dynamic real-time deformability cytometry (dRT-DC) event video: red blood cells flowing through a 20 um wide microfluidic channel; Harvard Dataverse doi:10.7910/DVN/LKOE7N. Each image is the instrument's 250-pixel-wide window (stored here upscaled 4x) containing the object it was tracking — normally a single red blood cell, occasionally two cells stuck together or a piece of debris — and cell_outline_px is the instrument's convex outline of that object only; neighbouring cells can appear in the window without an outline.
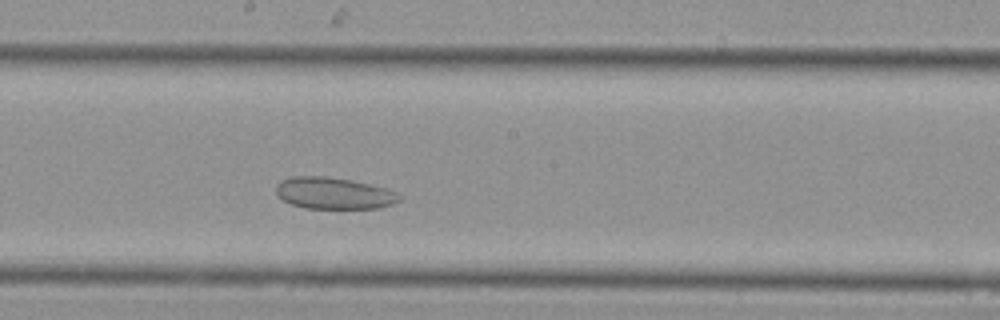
{"species": "Egyptian fruit bat (a non-hibernating species)", "species_latin": "Rousettus aegyptiacus", "temperature_condition": "cold", "stored_images_in_passage": 13, "camera_frame_rate_fps": 3000, "um_per_image_px": 0.085, "animal": {"sex": "female"}, "frame": {"image": 1, "passage_image": 11, "time_ms": 3.333, "image_size_px": [1000, 320], "cell_outline_px": [[404, 196], [400, 200], [392, 204], [380, 208], [304, 208], [292, 204], [276, 196], [276, 184], [292, 176], [320, 176], [352, 180], [388, 188]], "centroid_in_image_um": [28.41, 16.43], "position_along_channel_um": 219.8, "area_um2": 22.83}}